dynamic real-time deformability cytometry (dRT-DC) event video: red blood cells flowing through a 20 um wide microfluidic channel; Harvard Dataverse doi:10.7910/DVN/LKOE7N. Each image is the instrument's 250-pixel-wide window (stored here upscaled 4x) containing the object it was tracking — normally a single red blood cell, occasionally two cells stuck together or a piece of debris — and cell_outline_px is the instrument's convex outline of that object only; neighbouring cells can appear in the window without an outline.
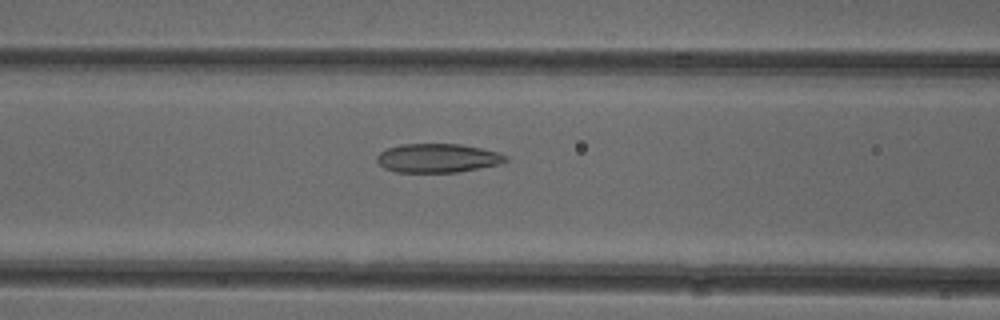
{"species": "common noctule bat (a hibernating species)", "species_latin": "Nyctalus noctula", "temperature_condition": "cold", "stored_images_in_passage": 52, "camera_frame_rate_fps": 3000, "um_per_image_px": 0.085, "animal": {"sex": "female"}, "frame": {"image": 1, "passage_image": 21, "time_ms": 6.667, "image_size_px": [1000, 320], "cell_outline_px": [[508, 160], [500, 164], [456, 172], [396, 172], [384, 168], [376, 160], [376, 156], [380, 152], [388, 148], [400, 144], [460, 144], [480, 148], [496, 152], [508, 156]], "centroid_in_image_um": [37.18, 13.44], "position_along_channel_um": 129.4, "area_um2": 21.56}}
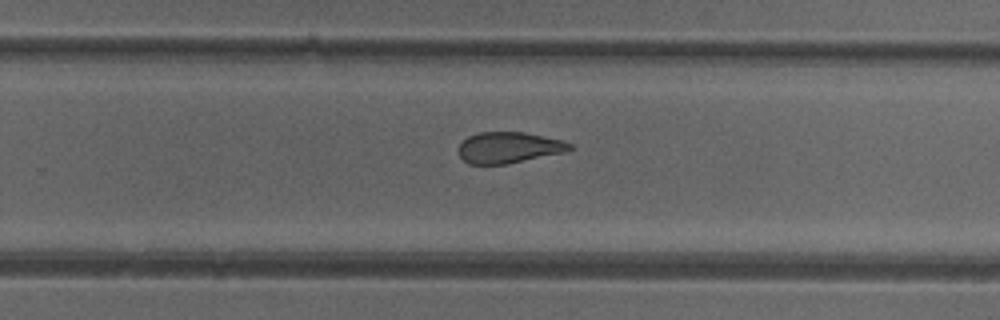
{"frame": {"image": 2, "passage_image": 33, "time_ms": 10.667, "image_size_px": [1000, 320], "cell_outline_px": [[572, 148], [564, 152], [508, 164], [468, 164], [460, 156], [460, 144], [468, 136], [480, 132], [524, 132], [564, 140], [572, 144]], "centroid_in_image_um": [43.27, 12.54], "position_along_channel_um": 286.5, "area_um2": 20.06}}
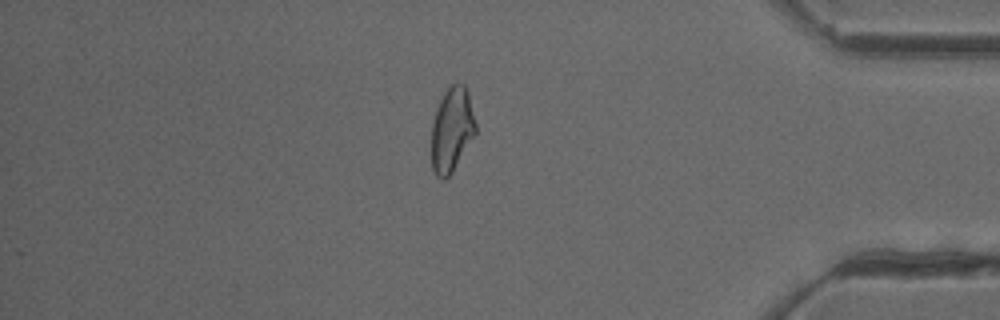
{"frame": {"image": 3, "passage_image": 44, "time_ms": 14.333, "image_size_px": [1000, 320], "cell_outline_px": [[476, 132], [452, 172], [444, 180], [440, 180], [436, 176], [432, 168], [432, 120], [436, 108], [444, 92], [456, 80], [464, 84], [468, 92], [476, 124]], "centroid_in_image_um": [38.39, 11.0], "position_along_channel_um": 396.8, "area_um2": 21.79}, "authors_computed_cell_mechanics": {"area_um2": 23.3223, "velocity_mm_per_s": 3.9366, "shape_relaxation_time_tau1_ms": null, "shape_relaxation_time_tau2_ms": 2.8103, "deformation_change_tau1": null, "deformation_change_tau2": 0.1122}}